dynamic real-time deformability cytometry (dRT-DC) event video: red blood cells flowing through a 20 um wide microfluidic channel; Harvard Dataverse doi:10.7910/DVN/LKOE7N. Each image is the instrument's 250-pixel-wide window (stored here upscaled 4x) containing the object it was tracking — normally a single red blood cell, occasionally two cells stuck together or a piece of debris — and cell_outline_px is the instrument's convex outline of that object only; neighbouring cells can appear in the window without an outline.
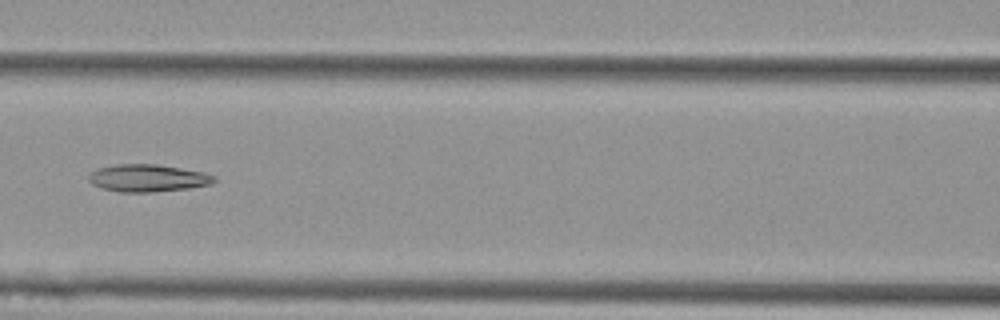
{"species": "Egyptian fruit bat (a non-hibernating species)", "species_latin": "Rousettus aegyptiacus", "temperature_condition": "cold", "stored_images_in_passage": 7, "camera_frame_rate_fps": 3000, "um_per_image_px": 0.085, "animal": {"sex": "female"}, "frame": {"image": 1, "passage_image": 7, "time_ms": 2.0, "image_size_px": [1000, 320], "cell_outline_px": [[216, 180], [212, 184], [188, 188], [152, 192], [120, 192], [100, 188], [92, 184], [88, 180], [88, 176], [92, 172], [100, 168], [116, 164], [156, 164], [204, 172], [216, 176]], "centroid_in_image_um": [12.57, 15.14], "position_along_channel_um": 154.0, "area_um2": 20.0}}